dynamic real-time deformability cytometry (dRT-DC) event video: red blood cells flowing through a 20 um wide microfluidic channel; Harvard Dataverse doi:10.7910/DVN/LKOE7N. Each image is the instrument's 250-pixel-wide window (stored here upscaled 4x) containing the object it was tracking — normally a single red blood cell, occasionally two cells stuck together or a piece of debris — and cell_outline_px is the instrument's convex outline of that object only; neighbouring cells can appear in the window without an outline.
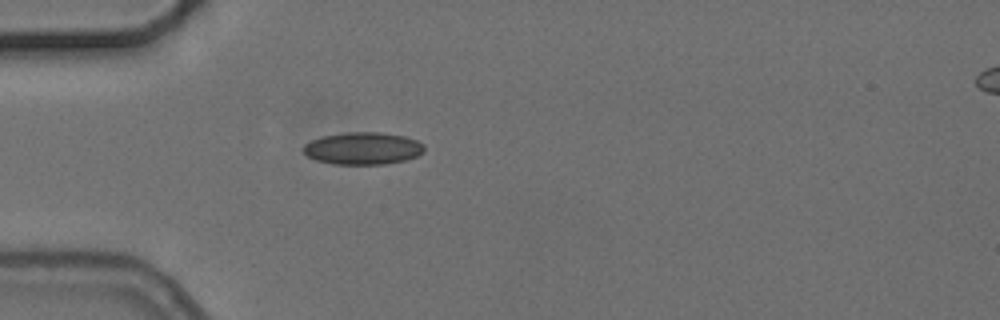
{"species": "common noctule bat (a hibernating species)", "species_latin": "Nyctalus noctula", "temperature_condition": "cold", "stored_images_in_passage": 4, "camera_frame_rate_fps": 3000, "um_per_image_px": 0.085, "animal": {"sex": "female", "body_mass_g": 24.6, "forearm_length_mm": 56.2}, "frame": {"image": 1, "passage_image": 4, "time_ms": 5.333, "image_size_px": [1000, 320], "cell_outline_px": [[424, 152], [416, 156], [404, 160], [384, 164], [332, 164], [316, 160], [308, 156], [304, 152], [304, 144], [312, 140], [324, 136], [344, 132], [380, 132], [404, 136], [416, 140], [424, 144]], "centroid_in_image_um": [30.85, 12.61], "position_along_channel_um": 54.1, "area_um2": 22.66}}